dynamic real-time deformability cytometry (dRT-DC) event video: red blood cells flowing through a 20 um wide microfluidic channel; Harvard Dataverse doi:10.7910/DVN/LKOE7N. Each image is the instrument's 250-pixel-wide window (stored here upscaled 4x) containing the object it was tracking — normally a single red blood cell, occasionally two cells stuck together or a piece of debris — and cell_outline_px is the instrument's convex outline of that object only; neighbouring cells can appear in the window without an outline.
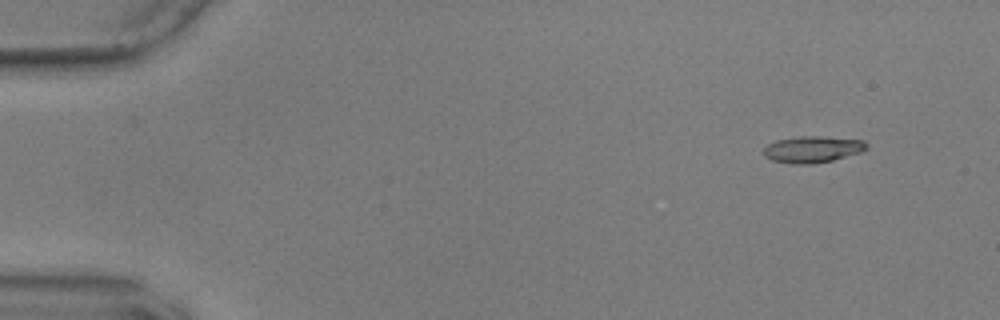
{"species": "common noctule bat (a hibernating species)", "species_latin": "Nyctalus noctula", "temperature_condition": "warm", "stored_images_in_passage": 14, "camera_frame_rate_fps": 3000, "um_per_image_px": 0.085, "animal": {"sex": "male", "body_mass_g": 17.9, "forearm_length_mm": 54.2}, "frame": {"image": 1, "passage_image": 1, "time_ms": 0.0, "image_size_px": [1000, 320], "cell_outline_px": [[868, 148], [860, 152], [832, 160], [812, 164], [792, 164], [772, 160], [764, 156], [764, 148], [768, 144], [776, 140], [800, 136], [820, 136], [864, 140], [868, 144]], "centroid_in_image_um": [69.06, 12.69], "position_along_channel_um": 15.9, "area_um2": 15.9}}